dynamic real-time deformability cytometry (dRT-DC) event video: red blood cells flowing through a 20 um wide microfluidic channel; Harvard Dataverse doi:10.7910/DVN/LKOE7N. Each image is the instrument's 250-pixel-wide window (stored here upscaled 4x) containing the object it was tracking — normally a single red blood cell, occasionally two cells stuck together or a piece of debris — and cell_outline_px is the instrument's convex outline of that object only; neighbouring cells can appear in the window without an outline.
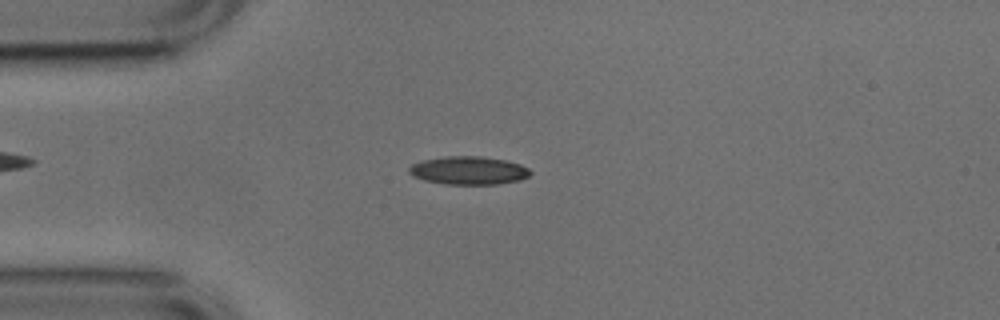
{"species": "common noctule bat (a hibernating species)", "species_latin": "Nyctalus noctula", "temperature_condition": "cold", "stored_images_in_passage": 39, "camera_frame_rate_fps": 3000, "um_per_image_px": 0.085, "animal": {"sex": "male", "body_mass_g": 17.9, "forearm_length_mm": 54.2}, "frame": {"image": 1, "passage_image": 7, "time_ms": 2.0, "image_size_px": [1000, 320], "cell_outline_px": [[532, 172], [528, 176], [520, 180], [496, 184], [448, 184], [424, 180], [412, 176], [408, 172], [408, 168], [412, 164], [420, 160], [444, 156], [480, 156], [504, 160], [520, 164], [528, 168]], "centroid_in_image_um": [39.79, 14.48], "position_along_channel_um": 45.2, "area_um2": 19.94}}
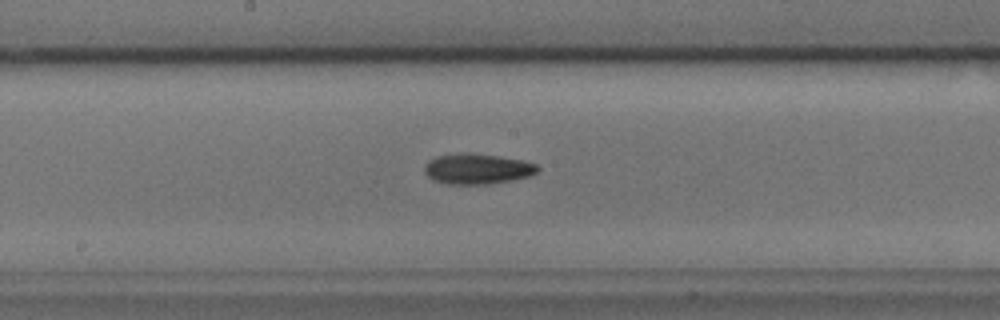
{"frame": {"image": 2, "passage_image": 21, "time_ms": 6.667, "image_size_px": [1000, 320], "cell_outline_px": [[540, 168], [536, 172], [528, 176], [512, 180], [488, 184], [448, 184], [432, 180], [424, 172], [424, 164], [428, 160], [436, 156], [464, 152], [500, 156], [524, 160], [536, 164]], "centroid_in_image_um": [40.54, 14.34], "position_along_channel_um": 207.7, "area_um2": 20.23}}
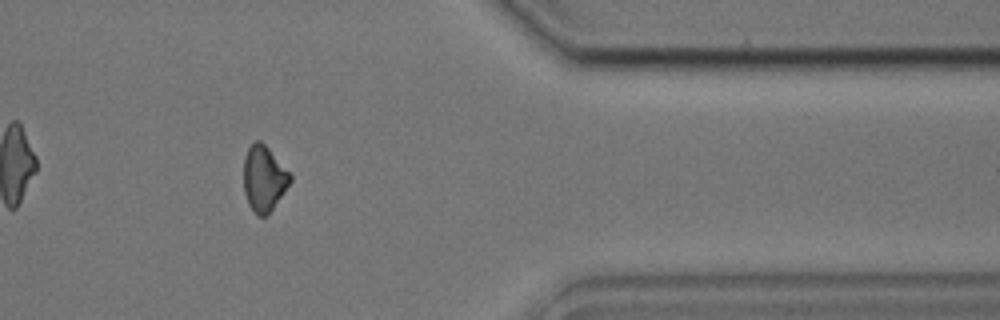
{"frame": {"image": 3, "passage_image": 37, "time_ms": 12.0, "image_size_px": [1000, 320], "cell_outline_px": [[292, 180], [284, 192], [272, 208], [264, 216], [260, 216], [248, 204], [244, 192], [244, 156], [248, 148], [256, 140], [260, 140], [268, 148], [292, 176]], "centroid_in_image_um": [22.42, 15.15], "position_along_channel_um": 389.0, "area_um2": 17.34}}